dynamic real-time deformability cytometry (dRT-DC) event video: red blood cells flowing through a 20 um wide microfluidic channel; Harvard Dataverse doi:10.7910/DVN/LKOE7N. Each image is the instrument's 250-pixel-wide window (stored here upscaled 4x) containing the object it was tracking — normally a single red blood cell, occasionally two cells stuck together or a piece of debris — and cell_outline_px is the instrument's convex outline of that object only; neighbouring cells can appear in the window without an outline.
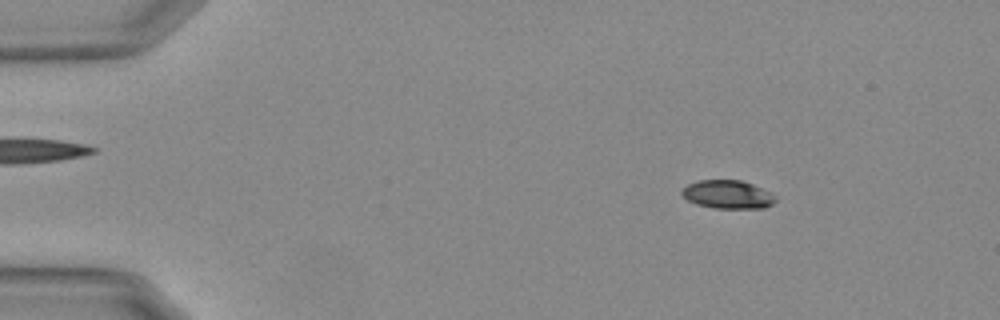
{"species": "Egyptian fruit bat (a non-hibernating species)", "species_latin": "Rousettus aegyptiacus", "temperature_condition": "warm", "stored_images_in_passage": 55, "camera_frame_rate_fps": 3000, "um_per_image_px": 0.085, "animal": {"sex": "female"}, "frame": {"image": 1, "passage_image": 8, "time_ms": 2.333, "image_size_px": [1000, 320], "cell_outline_px": [[776, 200], [772, 204], [764, 208], [712, 208], [696, 204], [688, 200], [680, 192], [688, 184], [700, 180], [740, 180], [752, 184], [776, 196]], "centroid_in_image_um": [61.84, 16.53], "position_along_channel_um": 23.2, "area_um2": 15.32}}
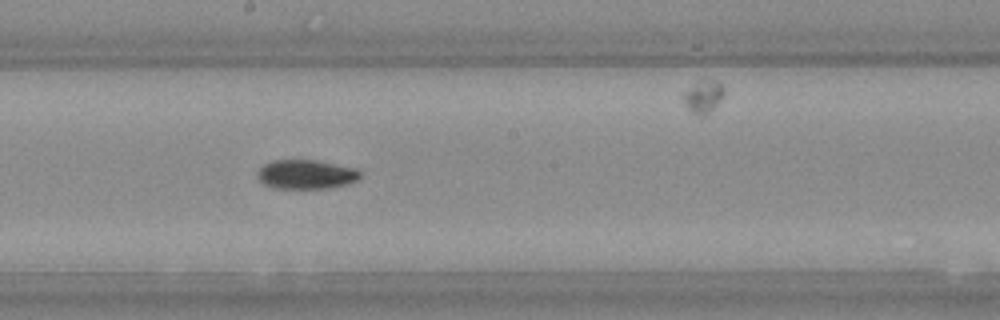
{"frame": {"image": 2, "passage_image": 31, "time_ms": 10.0, "image_size_px": [1000, 320], "cell_outline_px": [[360, 176], [356, 180], [348, 184], [328, 188], [272, 188], [264, 184], [256, 176], [256, 172], [264, 164], [272, 160], [316, 160], [356, 168], [360, 172]], "centroid_in_image_um": [25.99, 14.82], "position_along_channel_um": 222.2, "area_um2": 17.51}}
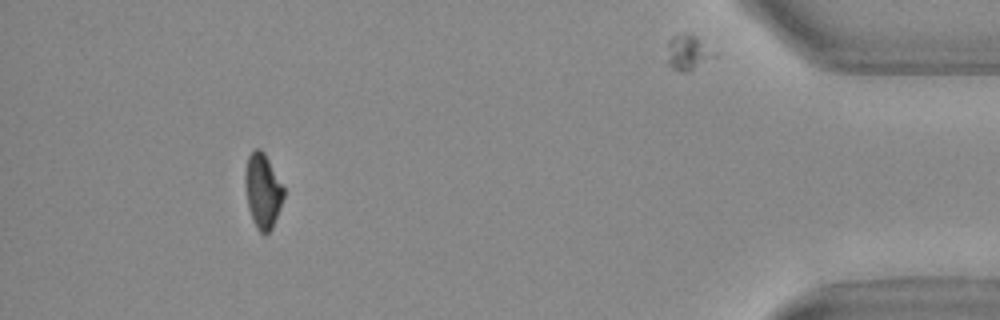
{"frame": {"image": 3, "passage_image": 51, "time_ms": 16.667, "image_size_px": [1000, 320], "cell_outline_px": [[284, 196], [280, 208], [272, 228], [264, 236], [256, 228], [252, 220], [248, 208], [244, 184], [244, 172], [248, 156], [256, 148], [260, 148], [264, 152], [284, 188]], "centroid_in_image_um": [22.31, 16.24], "position_along_channel_um": 412.9, "area_um2": 16.88}, "authors_computed_cell_mechanics": {"area_um2": 16.8776, "velocity_mm_per_s": 3.7426, "shape_relaxation_time_tau1_ms": 6.7042, "shape_relaxation_time_tau2_ms": 3.5474, "deformation_change_tau1": 0.1577, "deformation_change_tau2": 0.0759}}